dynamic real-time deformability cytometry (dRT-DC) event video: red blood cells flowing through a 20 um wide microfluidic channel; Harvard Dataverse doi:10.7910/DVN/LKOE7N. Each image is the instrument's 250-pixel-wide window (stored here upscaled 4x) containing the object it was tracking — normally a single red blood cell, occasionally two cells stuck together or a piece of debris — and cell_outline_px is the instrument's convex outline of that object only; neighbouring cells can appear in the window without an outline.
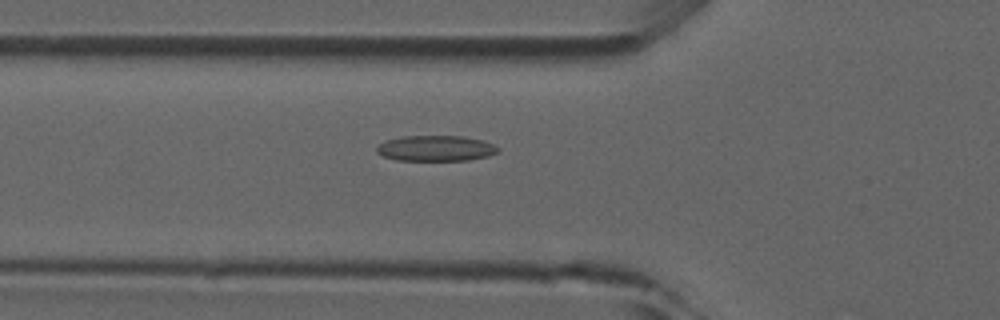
{"species": "common noctule bat (a hibernating species)", "species_latin": "Nyctalus noctula", "temperature_condition": "room temperature", "stored_images_in_passage": 37, "camera_frame_rate_fps": 3000, "um_per_image_px": 0.085, "animal": {"sex": "male", "forearm_length_mm": 52.5}, "frame": {"image": 1, "passage_image": 6, "time_ms": 1.667, "image_size_px": [1000, 320], "cell_outline_px": [[500, 148], [496, 152], [488, 156], [468, 160], [396, 160], [384, 156], [376, 152], [376, 148], [380, 144], [388, 140], [404, 136], [464, 136], [480, 140], [492, 144]], "centroid_in_image_um": [37.04, 12.61], "position_along_channel_um": 88.8, "area_um2": 17.86}}